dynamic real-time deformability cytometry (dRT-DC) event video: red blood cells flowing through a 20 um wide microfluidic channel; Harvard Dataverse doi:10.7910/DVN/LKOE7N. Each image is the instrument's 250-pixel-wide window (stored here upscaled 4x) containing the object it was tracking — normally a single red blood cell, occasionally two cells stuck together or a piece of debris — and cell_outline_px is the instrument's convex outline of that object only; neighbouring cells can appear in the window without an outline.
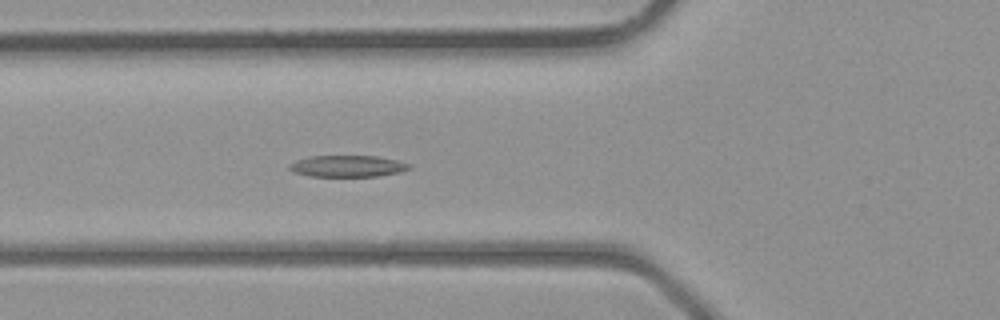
{"species": "common noctule bat (a hibernating species)", "species_latin": "Nyctalus noctula", "temperature_condition": "room temperature", "stored_images_in_passage": 24, "camera_frame_rate_fps": 3000, "um_per_image_px": 0.085, "animal": {"sex": "male", "body_mass_g": 23.1, "forearm_length_mm": 52.7}, "frame": {"image": 1, "passage_image": 5, "time_ms": 1.333, "image_size_px": [1000, 320], "cell_outline_px": [[412, 168], [400, 172], [376, 176], [308, 176], [292, 172], [288, 168], [288, 164], [296, 160], [308, 156], [380, 156], [412, 164]], "centroid_in_image_um": [29.53, 14.11], "position_along_channel_um": 96.3, "area_um2": 15.2}}
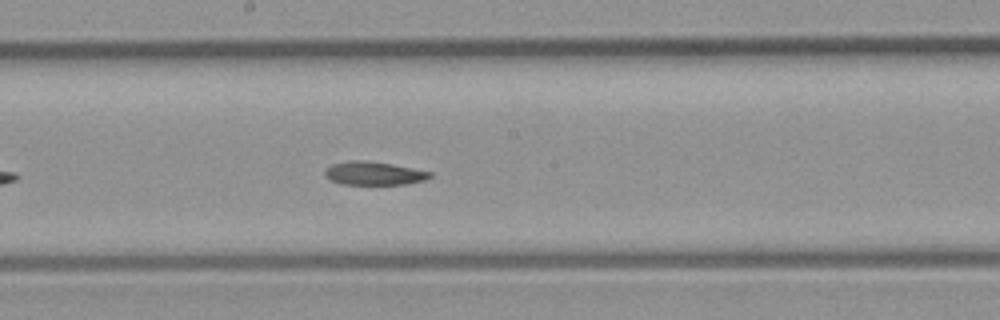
{"frame": {"image": 2, "passage_image": 12, "time_ms": 3.667, "image_size_px": [1000, 320], "cell_outline_px": [[432, 176], [424, 180], [404, 184], [340, 184], [332, 180], [324, 172], [332, 164], [356, 160], [392, 164], [432, 172]], "centroid_in_image_um": [31.82, 14.74], "position_along_channel_um": 216.4, "area_um2": 13.87}}
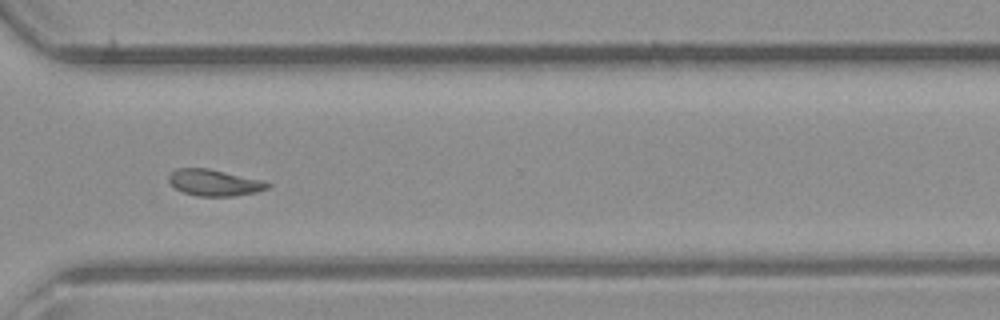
{"frame": {"image": 3, "passage_image": 20, "time_ms": 6.333, "image_size_px": [1000, 320], "cell_outline_px": [[272, 184], [268, 188], [256, 192], [232, 196], [196, 196], [184, 192], [176, 188], [168, 180], [168, 176], [176, 168], [208, 168], [264, 180]], "centroid_in_image_um": [18.24, 15.52], "position_along_channel_um": 352.4, "area_um2": 15.2}}